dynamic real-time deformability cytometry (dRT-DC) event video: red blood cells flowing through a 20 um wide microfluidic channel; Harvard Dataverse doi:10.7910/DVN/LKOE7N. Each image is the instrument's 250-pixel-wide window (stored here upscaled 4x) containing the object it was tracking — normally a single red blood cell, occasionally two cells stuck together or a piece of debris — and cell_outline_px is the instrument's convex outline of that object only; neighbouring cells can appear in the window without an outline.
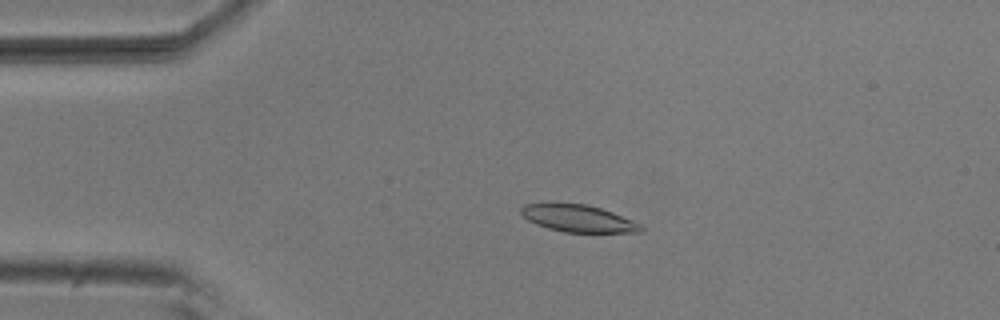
{"species": "common noctule bat (a hibernating species)", "species_latin": "Nyctalus noctula", "temperature_condition": "room temperature", "stored_images_in_passage": 5, "camera_frame_rate_fps": 3000, "um_per_image_px": 0.085, "animal": {"sex": "male", "body_mass_g": 20.5, "forearm_length_mm": 52.5}, "frame": {"image": 1, "passage_image": 4, "time_ms": 1.0, "image_size_px": [1000, 320], "cell_outline_px": [[644, 228], [640, 232], [564, 232], [548, 228], [536, 224], [528, 220], [520, 212], [520, 208], [524, 204], [588, 204], [612, 212], [632, 220], [640, 224]], "centroid_in_image_um": [49.15, 18.57], "position_along_channel_um": 35.9, "area_um2": 18.61}}